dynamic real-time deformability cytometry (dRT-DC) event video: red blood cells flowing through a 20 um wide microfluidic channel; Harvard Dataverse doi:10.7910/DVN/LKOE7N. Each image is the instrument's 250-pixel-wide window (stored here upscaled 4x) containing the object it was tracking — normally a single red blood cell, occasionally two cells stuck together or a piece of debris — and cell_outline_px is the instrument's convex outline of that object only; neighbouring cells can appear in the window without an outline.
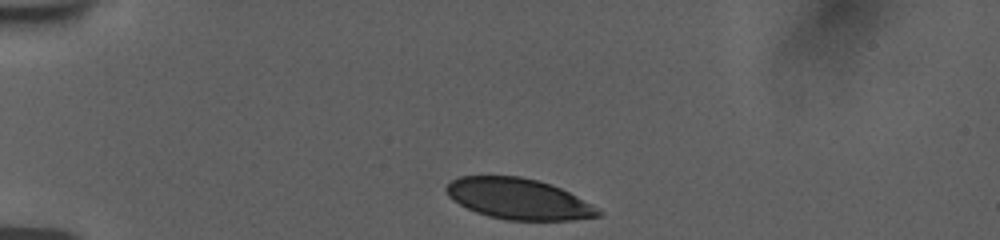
{"species": "human", "species_latin": "Homo sapiens", "temperature_condition": "room temperature", "stored_images_in_passage": 42, "camera_frame_rate_fps": 3000, "um_per_image_px": 0.085, "donor": {"sex": "female"}, "frame": {"image": 1, "passage_image": 1, "time_ms": 0.0, "image_size_px": [1000, 240], "cell_outline_px": [[604, 212], [600, 216], [572, 220], [508, 220], [488, 216], [476, 212], [452, 200], [448, 196], [444, 188], [452, 180], [460, 176], [520, 176], [536, 180], [560, 188], [592, 204]], "centroid_in_image_um": [44.07, 16.91], "position_along_channel_um": 40.9, "area_um2": 36.01}}
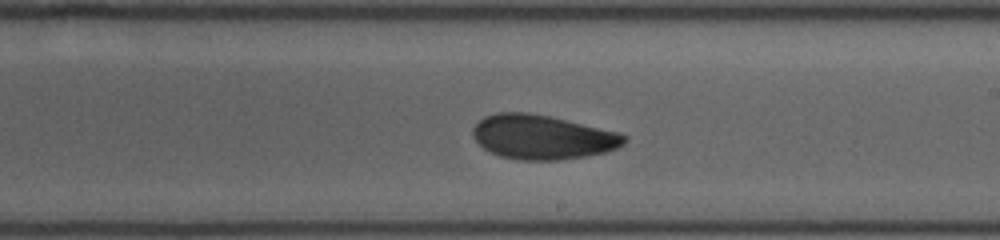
{"frame": {"image": 2, "passage_image": 21, "time_ms": 6.667, "image_size_px": [1000, 240], "cell_outline_px": [[628, 140], [624, 144], [616, 148], [604, 152], [584, 156], [560, 160], [520, 160], [500, 156], [484, 148], [476, 140], [472, 132], [472, 128], [484, 116], [496, 112], [528, 112], [552, 116], [620, 132], [628, 136]], "centroid_in_image_um": [46.13, 11.63], "position_along_channel_um": 242.9, "area_um2": 39.3}}
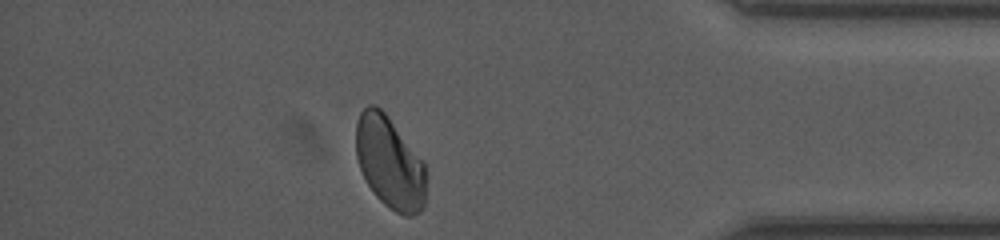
{"frame": {"image": 3, "passage_image": 36, "time_ms": 11.667, "image_size_px": [1000, 240], "cell_outline_px": [[428, 176], [424, 208], [420, 212], [412, 216], [404, 216], [396, 212], [384, 204], [376, 196], [368, 184], [360, 168], [356, 156], [356, 120], [360, 112], [368, 104], [372, 104], [380, 108], [388, 116], [424, 160]], "centroid_in_image_um": [33.17, 13.83], "position_along_channel_um": 402.0, "area_um2": 38.32}, "authors_computed_cell_mechanics": {"area_um2": 38.6393, "velocity_mm_per_s": 3.7428, "shape_relaxation_time_tau1_ms": 5.9805, "shape_relaxation_time_tau2_ms": 1.6185, "deformation_change_tau1": 0.1367, "deformation_change_tau2": 0.0609}}